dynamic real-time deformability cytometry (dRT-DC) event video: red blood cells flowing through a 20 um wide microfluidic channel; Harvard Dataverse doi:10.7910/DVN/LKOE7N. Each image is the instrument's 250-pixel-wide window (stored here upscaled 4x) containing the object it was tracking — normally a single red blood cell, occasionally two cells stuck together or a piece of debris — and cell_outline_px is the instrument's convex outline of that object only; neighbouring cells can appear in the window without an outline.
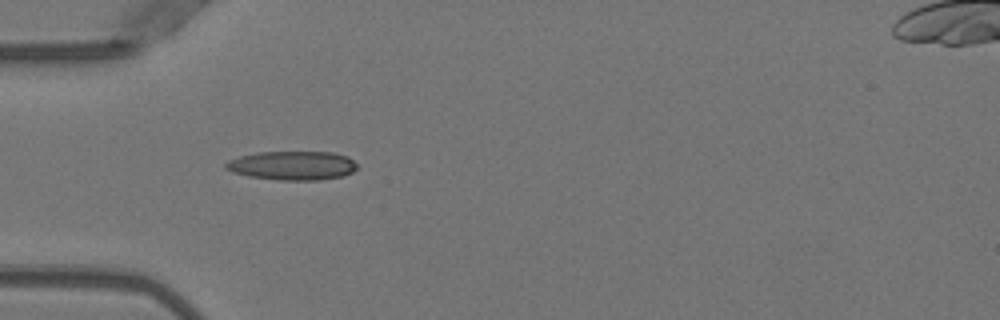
{"species": "Egyptian fruit bat (a non-hibernating species)", "species_latin": "Rousettus aegyptiacus", "temperature_condition": "warm", "stored_images_in_passage": 2, "camera_frame_rate_fps": 3000, "um_per_image_px": 0.085, "animal": {"sex": "female"}, "frame": {"image": 1, "passage_image": 1, "time_ms": 0.0, "image_size_px": [1000, 320], "cell_outline_px": [[356, 168], [352, 172], [344, 176], [320, 180], [280, 180], [248, 176], [232, 172], [224, 168], [224, 164], [228, 160], [240, 156], [256, 152], [332, 152], [348, 156], [356, 164]], "centroid_in_image_um": [24.83, 14.07], "position_along_channel_um": 60.2, "area_um2": 22.25}}
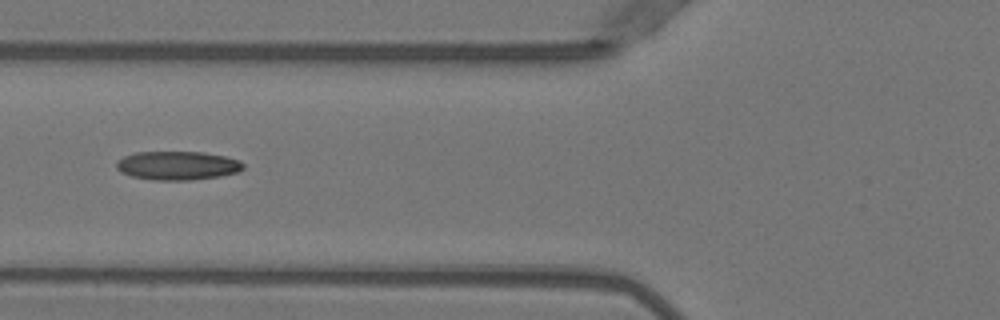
{"frame": {"image": 2, "passage_image": 2, "time_ms": 0.333, "image_size_px": [1000, 320], "cell_outline_px": [[244, 168], [236, 172], [220, 176], [192, 180], [152, 180], [132, 176], [120, 172], [116, 168], [116, 160], [124, 156], [136, 152], [204, 152], [224, 156], [240, 160], [244, 164]], "centroid_in_image_um": [15.07, 14.07], "position_along_channel_um": 110.7, "area_um2": 21.33}}